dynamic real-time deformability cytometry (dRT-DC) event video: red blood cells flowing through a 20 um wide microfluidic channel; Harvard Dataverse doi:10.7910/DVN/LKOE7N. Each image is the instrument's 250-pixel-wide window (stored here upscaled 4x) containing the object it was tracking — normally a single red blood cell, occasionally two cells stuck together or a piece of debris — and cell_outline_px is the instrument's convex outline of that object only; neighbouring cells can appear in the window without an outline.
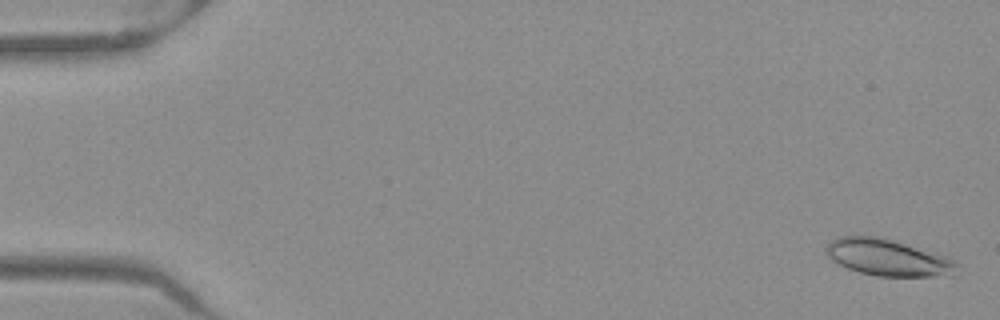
{"species": "Egyptian fruit bat (a non-hibernating species)", "species_latin": "Rousettus aegyptiacus", "temperature_condition": "warm", "stored_images_in_passage": 52, "camera_frame_rate_fps": 3000, "um_per_image_px": 0.085, "frame": {"image": 1, "passage_image": 2, "time_ms": 0.333, "image_size_px": [1000, 320], "cell_outline_px": [[960, 272], [952, 276], [876, 276], [860, 272], [848, 268], [832, 260], [824, 252], [824, 248], [836, 236], [880, 236], [952, 256], [960, 264]], "centroid_in_image_um": [75.59, 21.89], "position_along_channel_um": 9.4, "area_um2": 28.78}}
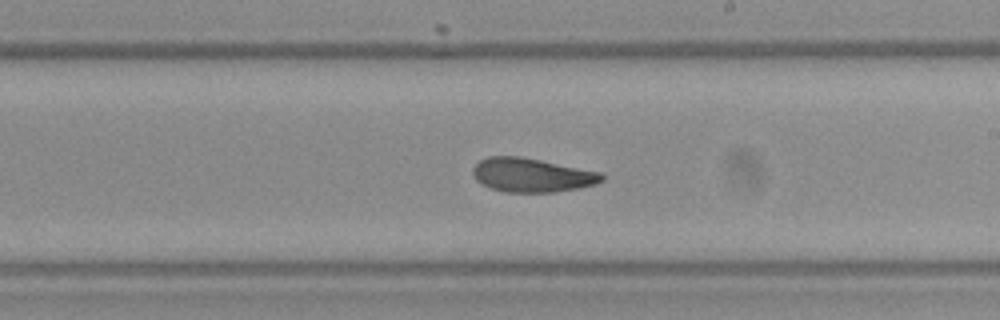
{"frame": {"image": 2, "passage_image": 31, "time_ms": 10.0, "image_size_px": [1000, 320], "cell_outline_px": [[604, 180], [596, 184], [580, 188], [556, 192], [504, 192], [492, 188], [476, 180], [472, 172], [472, 168], [480, 160], [488, 156], [520, 156], [600, 172], [604, 176]], "centroid_in_image_um": [45.21, 14.88], "position_along_channel_um": 243.8, "area_um2": 25.43}}
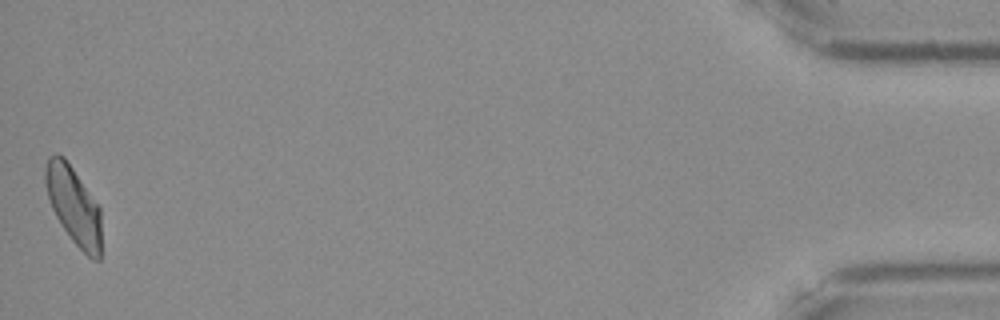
{"frame": {"image": 3, "passage_image": 52, "time_ms": 17.0, "image_size_px": [1000, 320], "cell_outline_px": [[100, 260], [92, 260], [72, 240], [60, 224], [52, 208], [44, 184], [44, 168], [48, 156], [56, 152], [64, 156], [100, 208]], "centroid_in_image_um": [6.22, 17.43], "position_along_channel_um": 429.0, "area_um2": 25.26}, "authors_computed_cell_mechanics": {"area_um2": 26.0389, "velocity_mm_per_s": 3.9559, "shape_relaxation_time_tau1_ms": 3.9268, "shape_relaxation_time_tau2_ms": 2.6461, "deformation_change_tau1": 0.1385, "deformation_change_tau2": 0.1037}}